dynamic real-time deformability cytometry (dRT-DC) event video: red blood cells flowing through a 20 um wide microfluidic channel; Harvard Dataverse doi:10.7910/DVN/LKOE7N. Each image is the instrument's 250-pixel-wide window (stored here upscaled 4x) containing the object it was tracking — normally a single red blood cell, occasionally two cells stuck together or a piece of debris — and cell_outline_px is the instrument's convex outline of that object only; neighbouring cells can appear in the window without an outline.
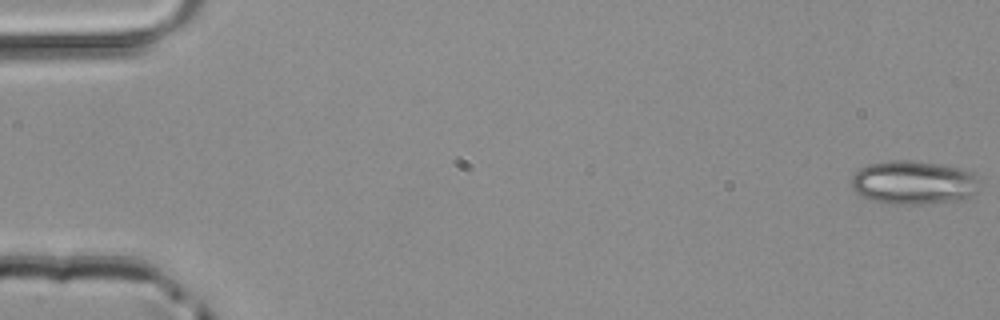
{"species": "common noctule bat (a hibernating species)", "species_latin": "Nyctalus noctula", "temperature_condition": "room temperature", "stored_images_in_passage": 50, "camera_frame_rate_fps": 3000, "um_per_image_px": 0.085, "animal": {"sex": "male", "body_mass_g": 20.4}, "frame": {"image": 1, "passage_image": 1, "time_ms": 0.0, "image_size_px": [1000, 320], "cell_outline_px": [[976, 192], [972, 196], [960, 200], [920, 204], [880, 204], [860, 196], [852, 188], [852, 176], [860, 168], [868, 164], [892, 160], [908, 160], [936, 164], [960, 168], [976, 172]], "centroid_in_image_um": [77.61, 15.53], "position_along_channel_um": 7.4, "area_um2": 32.77}}
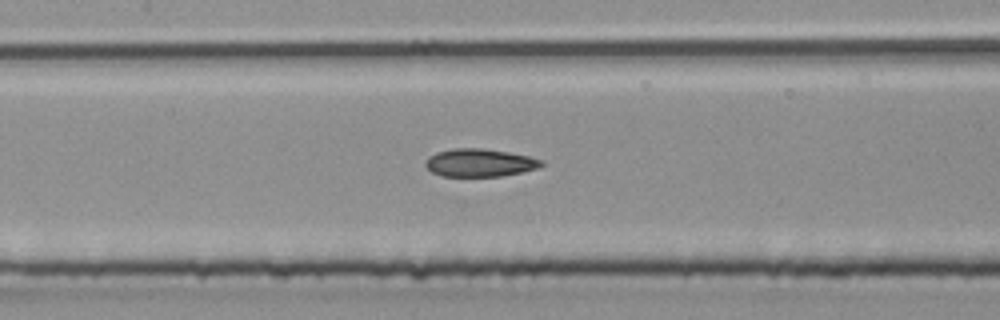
{"frame": {"image": 2, "passage_image": 24, "time_ms": 7.667, "image_size_px": [1000, 320], "cell_outline_px": [[544, 164], [536, 168], [520, 172], [500, 176], [440, 176], [432, 172], [424, 164], [428, 156], [436, 152], [452, 148], [480, 148], [508, 152], [528, 156], [540, 160]], "centroid_in_image_um": [40.7, 13.83], "position_along_channel_um": 166.7, "area_um2": 18.67}}
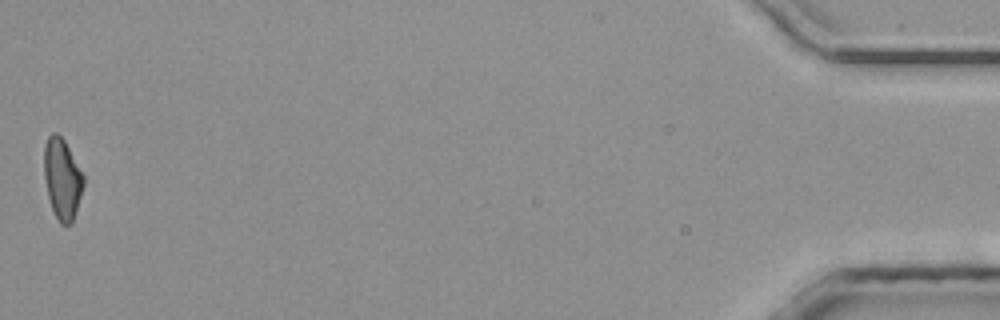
{"frame": {"image": 3, "passage_image": 50, "time_ms": 16.333, "image_size_px": [1000, 320], "cell_outline_px": [[84, 184], [72, 220], [68, 224], [60, 224], [52, 208], [48, 196], [44, 176], [44, 144], [48, 136], [52, 132], [56, 132], [64, 140], [84, 176]], "centroid_in_image_um": [5.26, 15.15], "position_along_channel_um": 429.9, "area_um2": 18.15}}